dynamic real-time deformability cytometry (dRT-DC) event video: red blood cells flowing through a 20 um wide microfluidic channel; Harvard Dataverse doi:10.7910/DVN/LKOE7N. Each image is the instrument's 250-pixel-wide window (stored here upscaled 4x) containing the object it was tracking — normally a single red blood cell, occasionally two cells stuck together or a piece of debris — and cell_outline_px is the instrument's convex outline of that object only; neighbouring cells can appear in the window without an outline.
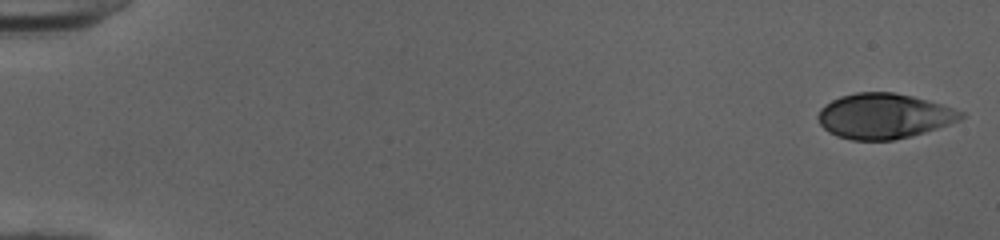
{"species": "human", "species_latin": "Homo sapiens", "temperature_condition": "cold", "stored_images_in_passage": 51, "camera_frame_rate_fps": 3000, "um_per_image_px": 0.085, "donor": {"sex": "female"}, "frame": {"image": 1, "passage_image": 1, "time_ms": 0.0, "image_size_px": [1000, 240], "cell_outline_px": [[964, 116], [960, 120], [912, 136], [892, 140], [852, 140], [836, 136], [828, 132], [820, 124], [816, 116], [820, 108], [824, 104], [840, 96], [856, 92], [892, 92], [912, 96], [928, 100], [964, 112]], "centroid_in_image_um": [75.09, 9.86], "position_along_channel_um": 9.9, "area_um2": 37.63}}
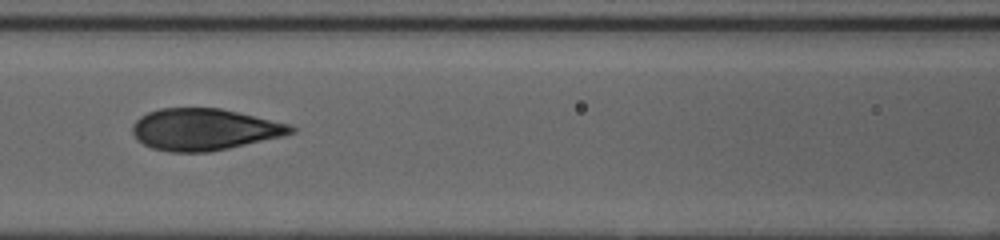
{"frame": {"image": 2, "passage_image": 24, "time_ms": 7.667, "image_size_px": [1000, 240], "cell_outline_px": [[296, 132], [284, 136], [228, 148], [208, 152], [168, 152], [152, 148], [136, 140], [132, 132], [132, 124], [140, 116], [148, 112], [160, 108], [220, 108], [288, 124], [296, 128]], "centroid_in_image_um": [17.33, 11.01], "position_along_channel_um": 149.3, "area_um2": 38.44}}
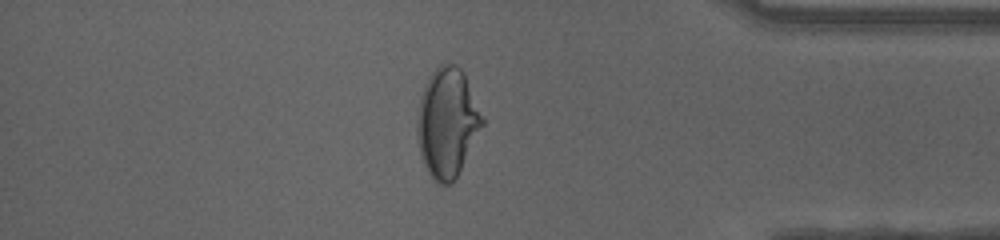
{"frame": {"image": 3, "passage_image": 44, "time_ms": 14.333, "image_size_px": [1000, 240], "cell_outline_px": [[484, 124], [452, 184], [440, 184], [432, 180], [424, 164], [420, 152], [416, 136], [416, 116], [420, 96], [424, 84], [432, 72], [440, 64], [456, 64], [464, 72], [484, 120]], "centroid_in_image_um": [37.99, 10.41], "position_along_channel_um": 397.2, "area_um2": 41.44}, "authors_computed_cell_mechanics": {"area_um2": 38.0324, "velocity_mm_per_s": 4.0512, "shape_relaxation_time_tau1_ms": 9.2801, "shape_relaxation_time_tau2_ms": 0.7381, "deformation_change_tau1": 0.2692, "deformation_change_tau2": 0.065}}